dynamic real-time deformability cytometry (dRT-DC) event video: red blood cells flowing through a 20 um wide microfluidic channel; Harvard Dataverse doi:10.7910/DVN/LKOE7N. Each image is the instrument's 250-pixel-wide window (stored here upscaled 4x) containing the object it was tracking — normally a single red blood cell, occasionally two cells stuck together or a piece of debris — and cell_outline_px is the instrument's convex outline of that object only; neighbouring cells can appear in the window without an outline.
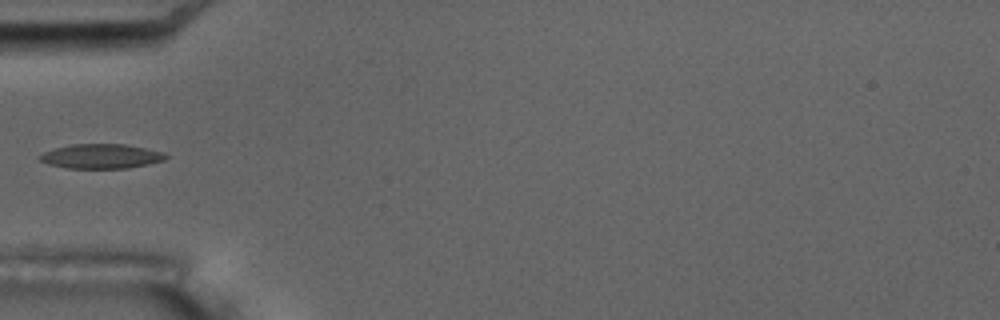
{"species": "common noctule bat (a hibernating species)", "species_latin": "Nyctalus noctula", "temperature_condition": "room temperature", "stored_images_in_passage": 7, "camera_frame_rate_fps": 3000, "um_per_image_px": 0.085, "animal": {"sex": "male", "body_mass_g": 17.5, "forearm_length_mm": 52.3}, "frame": {"image": 1, "passage_image": 5, "time_ms": 5.333, "image_size_px": [1000, 320], "cell_outline_px": [[168, 156], [164, 160], [148, 164], [128, 168], [68, 168], [52, 164], [40, 160], [40, 156], [44, 152], [56, 148], [72, 144], [124, 144], [164, 152]], "centroid_in_image_um": [8.65, 13.28], "position_along_channel_um": 76.4, "area_um2": 17.69}}